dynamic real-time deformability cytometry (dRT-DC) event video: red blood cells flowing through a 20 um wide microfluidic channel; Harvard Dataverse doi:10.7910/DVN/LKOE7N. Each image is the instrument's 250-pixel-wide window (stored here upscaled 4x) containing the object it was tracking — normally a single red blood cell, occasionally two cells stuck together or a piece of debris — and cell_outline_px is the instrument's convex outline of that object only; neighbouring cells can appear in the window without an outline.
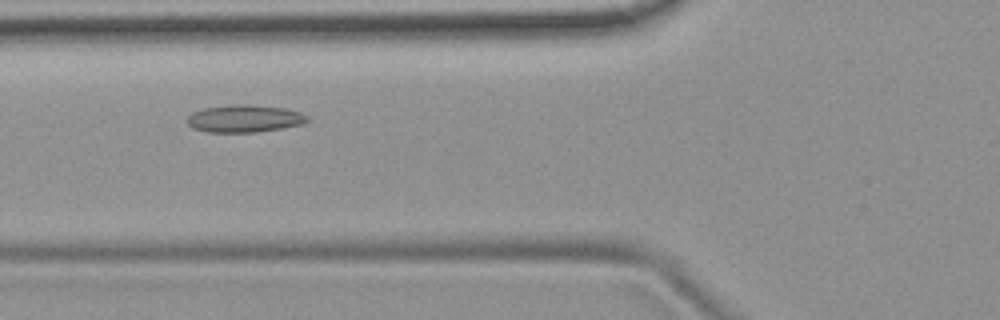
{"species": "common noctule bat (a hibernating species)", "species_latin": "Nyctalus noctula", "temperature_condition": "room temperature", "stored_images_in_passage": 44, "camera_frame_rate_fps": 3000, "um_per_image_px": 0.085, "animal": {"sex": "female", "body_mass_g": 19.9}, "frame": {"image": 1, "passage_image": 13, "time_ms": 4.0, "image_size_px": [1000, 320], "cell_outline_px": [[308, 120], [304, 124], [256, 132], [208, 132], [192, 128], [188, 124], [188, 116], [192, 112], [204, 108], [236, 104], [248, 104], [284, 108], [300, 112], [308, 116]], "centroid_in_image_um": [20.78, 10.08], "position_along_channel_um": 105.0, "area_um2": 19.13}}
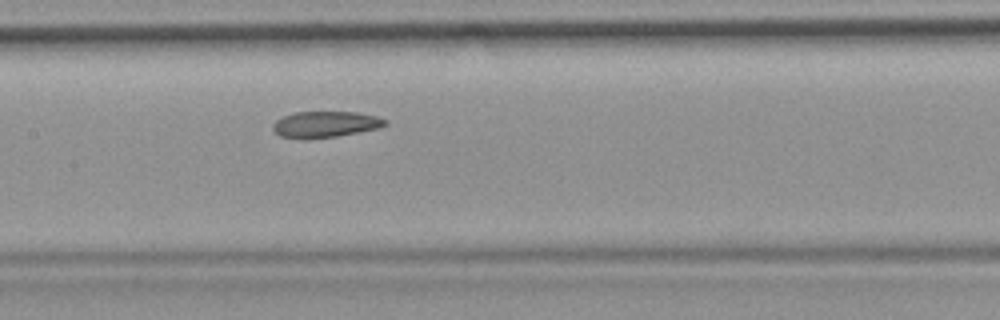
{"frame": {"image": 2, "passage_image": 19, "time_ms": 6.0, "image_size_px": [1000, 320], "cell_outline_px": [[388, 124], [380, 128], [336, 136], [280, 136], [272, 128], [272, 124], [276, 120], [292, 112], [356, 112], [376, 116], [388, 120]], "centroid_in_image_um": [27.72, 10.52], "position_along_channel_um": 179.7, "area_um2": 16.47}}
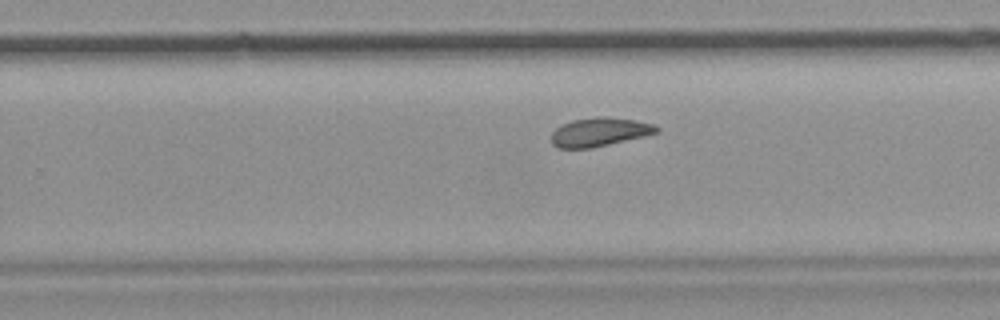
{"frame": {"image": 3, "passage_image": 27, "time_ms": 8.667, "image_size_px": [1000, 320], "cell_outline_px": [[660, 132], [644, 136], [592, 148], [556, 148], [552, 144], [552, 132], [560, 124], [572, 120], [600, 116], [604, 116], [632, 120], [652, 124], [660, 128]], "centroid_in_image_um": [50.93, 11.22], "position_along_channel_um": 278.9, "area_um2": 17.57}}